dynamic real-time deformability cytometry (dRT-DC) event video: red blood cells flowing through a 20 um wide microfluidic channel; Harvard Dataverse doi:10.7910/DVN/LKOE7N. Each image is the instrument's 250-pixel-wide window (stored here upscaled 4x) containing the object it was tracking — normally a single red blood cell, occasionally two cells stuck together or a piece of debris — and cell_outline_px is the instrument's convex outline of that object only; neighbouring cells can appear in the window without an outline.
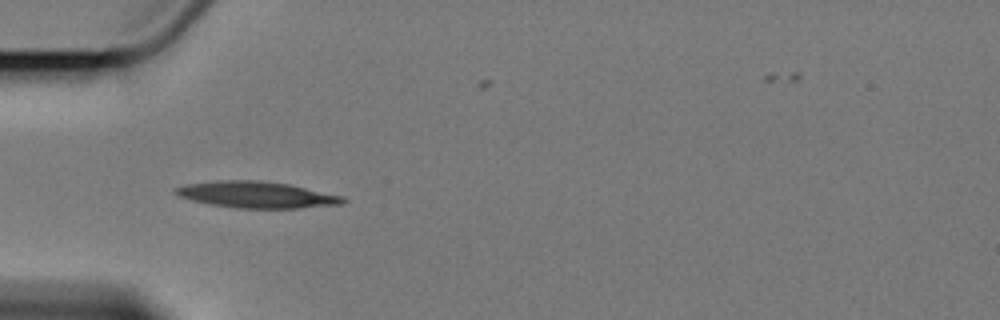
{"species": "Egyptian fruit bat (a non-hibernating species)", "species_latin": "Rousettus aegyptiacus", "temperature_condition": "cold", "stored_images_in_passage": 2, "camera_frame_rate_fps": 3000, "um_per_image_px": 0.085, "animal": {"sex": "female"}, "frame": {"image": 1, "passage_image": 1, "time_ms": 0.0, "image_size_px": [1000, 320], "cell_outline_px": [[348, 200], [344, 204], [300, 208], [236, 208], [208, 204], [192, 200], [180, 196], [172, 192], [176, 188], [184, 184], [216, 180], [260, 180], [288, 184], [344, 196]], "centroid_in_image_um": [21.82, 16.55], "position_along_channel_um": 63.2, "area_um2": 25.95}}
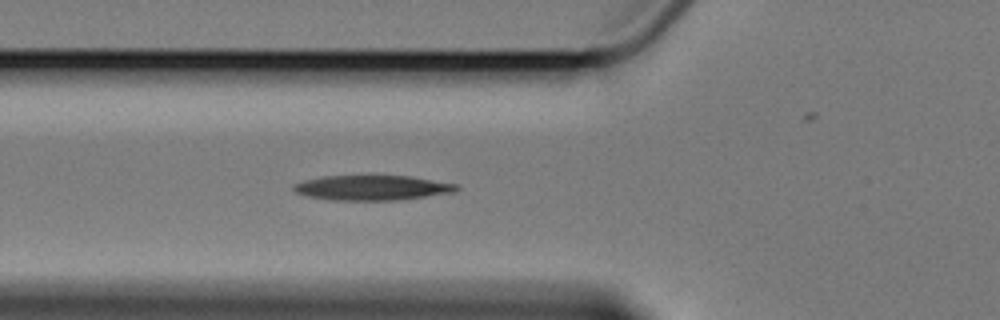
{"frame": {"image": 2, "passage_image": 2, "time_ms": 1.0, "image_size_px": [1000, 320], "cell_outline_px": [[460, 188], [456, 192], [400, 200], [332, 200], [308, 196], [296, 192], [292, 188], [292, 184], [304, 180], [324, 176], [408, 176], [456, 184]], "centroid_in_image_um": [31.63, 15.96], "position_along_channel_um": 94.2, "area_um2": 23.58}}